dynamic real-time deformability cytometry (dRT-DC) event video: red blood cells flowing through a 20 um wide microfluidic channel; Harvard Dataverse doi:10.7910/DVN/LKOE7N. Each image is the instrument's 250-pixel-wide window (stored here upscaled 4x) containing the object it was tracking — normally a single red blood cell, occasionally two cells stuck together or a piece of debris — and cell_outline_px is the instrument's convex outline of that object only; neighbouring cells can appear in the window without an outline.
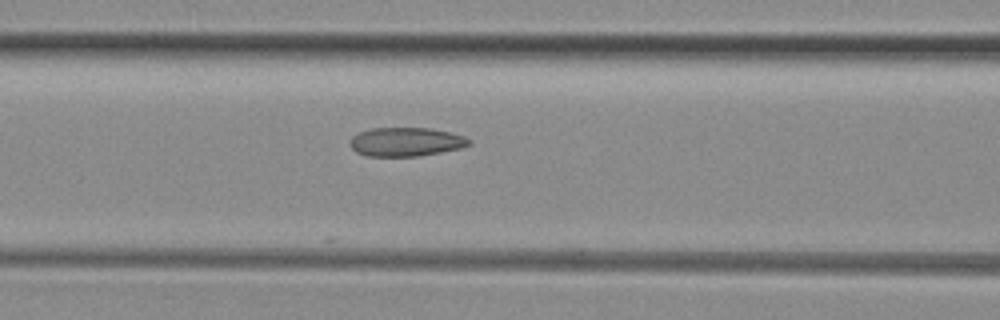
{"species": "common noctule bat (a hibernating species)", "species_latin": "Nyctalus noctula", "temperature_condition": "room temperature", "stored_images_in_passage": 27, "camera_frame_rate_fps": 3000, "um_per_image_px": 0.085, "animal": {"sex": "female", "body_mass_g": 29.2, "forearm_length_mm": 56.3}, "frame": {"image": 1, "passage_image": 8, "time_ms": 2.333, "image_size_px": [1000, 320], "cell_outline_px": [[472, 144], [460, 148], [440, 152], [416, 156], [364, 156], [356, 152], [348, 144], [348, 140], [352, 136], [360, 132], [372, 128], [428, 128], [448, 132], [464, 136], [472, 140]], "centroid_in_image_um": [34.47, 12.06], "position_along_channel_um": 132.1, "area_um2": 20.06}}
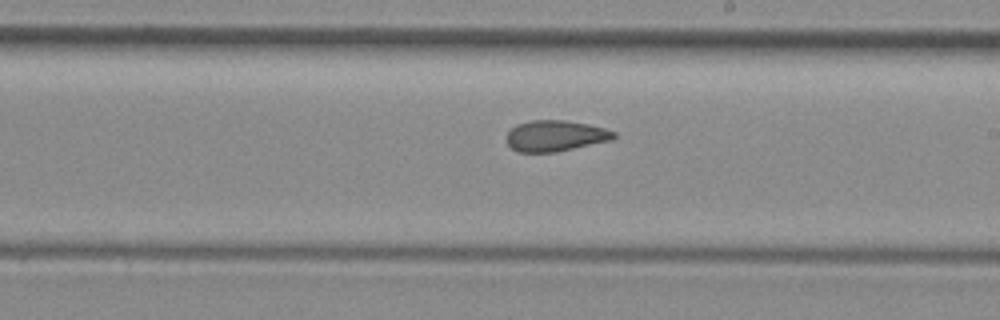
{"frame": {"image": 2, "passage_image": 16, "time_ms": 5.0, "image_size_px": [1000, 320], "cell_outline_px": [[616, 136], [612, 140], [556, 152], [516, 152], [504, 140], [504, 136], [516, 124], [532, 120], [564, 120], [588, 124], [604, 128], [616, 132]], "centroid_in_image_um": [47.17, 11.55], "position_along_channel_um": 241.8, "area_um2": 19.54}}
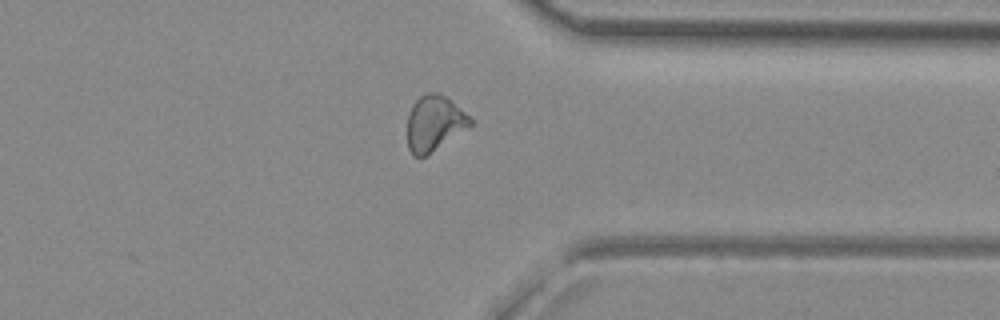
{"frame": {"image": 3, "passage_image": 26, "time_ms": 8.333, "image_size_px": [1000, 320], "cell_outline_px": [[472, 124], [424, 156], [412, 156], [408, 148], [408, 116], [412, 104], [420, 96], [428, 92], [436, 92], [444, 96], [464, 112], [472, 120]], "centroid_in_image_um": [36.86, 10.46], "position_along_channel_um": 374.5, "area_um2": 19.59}}